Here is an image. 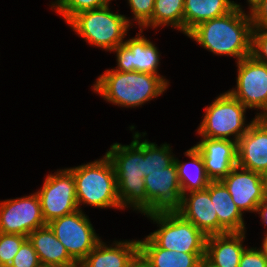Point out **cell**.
I'll use <instances>...</instances> for the list:
<instances>
[{
    "mask_svg": "<svg viewBox=\"0 0 267 267\" xmlns=\"http://www.w3.org/2000/svg\"><path fill=\"white\" fill-rule=\"evenodd\" d=\"M228 14L198 24L186 36L217 56L235 57L237 63L251 55L252 19L234 2Z\"/></svg>",
    "mask_w": 267,
    "mask_h": 267,
    "instance_id": "cell-1",
    "label": "cell"
},
{
    "mask_svg": "<svg viewBox=\"0 0 267 267\" xmlns=\"http://www.w3.org/2000/svg\"><path fill=\"white\" fill-rule=\"evenodd\" d=\"M170 82L165 76L149 73L120 72L106 69L92 86L106 102L118 107L136 108L162 96Z\"/></svg>",
    "mask_w": 267,
    "mask_h": 267,
    "instance_id": "cell-2",
    "label": "cell"
},
{
    "mask_svg": "<svg viewBox=\"0 0 267 267\" xmlns=\"http://www.w3.org/2000/svg\"><path fill=\"white\" fill-rule=\"evenodd\" d=\"M105 154L114 167L122 210L147 214L144 152L132 141L129 145L113 143Z\"/></svg>",
    "mask_w": 267,
    "mask_h": 267,
    "instance_id": "cell-3",
    "label": "cell"
},
{
    "mask_svg": "<svg viewBox=\"0 0 267 267\" xmlns=\"http://www.w3.org/2000/svg\"><path fill=\"white\" fill-rule=\"evenodd\" d=\"M67 169L75 180L78 209L82 210L81 206L84 205L97 209L122 210L114 167L106 154L94 161Z\"/></svg>",
    "mask_w": 267,
    "mask_h": 267,
    "instance_id": "cell-4",
    "label": "cell"
},
{
    "mask_svg": "<svg viewBox=\"0 0 267 267\" xmlns=\"http://www.w3.org/2000/svg\"><path fill=\"white\" fill-rule=\"evenodd\" d=\"M108 5L76 14L67 25L90 46L110 52L124 44L131 25L127 15L112 11Z\"/></svg>",
    "mask_w": 267,
    "mask_h": 267,
    "instance_id": "cell-5",
    "label": "cell"
},
{
    "mask_svg": "<svg viewBox=\"0 0 267 267\" xmlns=\"http://www.w3.org/2000/svg\"><path fill=\"white\" fill-rule=\"evenodd\" d=\"M246 108L239 100L225 91L204 108L203 118L196 129L200 137L228 139L237 142L257 118L246 120Z\"/></svg>",
    "mask_w": 267,
    "mask_h": 267,
    "instance_id": "cell-6",
    "label": "cell"
},
{
    "mask_svg": "<svg viewBox=\"0 0 267 267\" xmlns=\"http://www.w3.org/2000/svg\"><path fill=\"white\" fill-rule=\"evenodd\" d=\"M157 224L147 235L158 247L183 253H205L207 236L176 211L153 212L144 215Z\"/></svg>",
    "mask_w": 267,
    "mask_h": 267,
    "instance_id": "cell-7",
    "label": "cell"
},
{
    "mask_svg": "<svg viewBox=\"0 0 267 267\" xmlns=\"http://www.w3.org/2000/svg\"><path fill=\"white\" fill-rule=\"evenodd\" d=\"M47 225L77 264L102 240L84 210L54 219Z\"/></svg>",
    "mask_w": 267,
    "mask_h": 267,
    "instance_id": "cell-8",
    "label": "cell"
},
{
    "mask_svg": "<svg viewBox=\"0 0 267 267\" xmlns=\"http://www.w3.org/2000/svg\"><path fill=\"white\" fill-rule=\"evenodd\" d=\"M236 67V87L227 91L249 110H257V118L267 117V64L250 55L238 61Z\"/></svg>",
    "mask_w": 267,
    "mask_h": 267,
    "instance_id": "cell-9",
    "label": "cell"
},
{
    "mask_svg": "<svg viewBox=\"0 0 267 267\" xmlns=\"http://www.w3.org/2000/svg\"><path fill=\"white\" fill-rule=\"evenodd\" d=\"M43 185L36 191L43 218L48 224L54 219L74 213L78 209L75 180L67 169L44 176Z\"/></svg>",
    "mask_w": 267,
    "mask_h": 267,
    "instance_id": "cell-10",
    "label": "cell"
},
{
    "mask_svg": "<svg viewBox=\"0 0 267 267\" xmlns=\"http://www.w3.org/2000/svg\"><path fill=\"white\" fill-rule=\"evenodd\" d=\"M45 225L36 192L0 201V233L28 236Z\"/></svg>",
    "mask_w": 267,
    "mask_h": 267,
    "instance_id": "cell-11",
    "label": "cell"
},
{
    "mask_svg": "<svg viewBox=\"0 0 267 267\" xmlns=\"http://www.w3.org/2000/svg\"><path fill=\"white\" fill-rule=\"evenodd\" d=\"M144 29H139L135 37L126 38L124 44L119 45L111 52L116 53V67L112 70L120 72H141L153 75L159 74L161 53L150 39L143 34Z\"/></svg>",
    "mask_w": 267,
    "mask_h": 267,
    "instance_id": "cell-12",
    "label": "cell"
},
{
    "mask_svg": "<svg viewBox=\"0 0 267 267\" xmlns=\"http://www.w3.org/2000/svg\"><path fill=\"white\" fill-rule=\"evenodd\" d=\"M147 195V214L161 211H176L182 200V191L175 162L144 177Z\"/></svg>",
    "mask_w": 267,
    "mask_h": 267,
    "instance_id": "cell-13",
    "label": "cell"
},
{
    "mask_svg": "<svg viewBox=\"0 0 267 267\" xmlns=\"http://www.w3.org/2000/svg\"><path fill=\"white\" fill-rule=\"evenodd\" d=\"M221 182L228 189L239 210L255 213L258 205L265 200L262 174L235 166Z\"/></svg>",
    "mask_w": 267,
    "mask_h": 267,
    "instance_id": "cell-14",
    "label": "cell"
},
{
    "mask_svg": "<svg viewBox=\"0 0 267 267\" xmlns=\"http://www.w3.org/2000/svg\"><path fill=\"white\" fill-rule=\"evenodd\" d=\"M237 165L260 174L267 171V117L256 118L237 141Z\"/></svg>",
    "mask_w": 267,
    "mask_h": 267,
    "instance_id": "cell-15",
    "label": "cell"
},
{
    "mask_svg": "<svg viewBox=\"0 0 267 267\" xmlns=\"http://www.w3.org/2000/svg\"><path fill=\"white\" fill-rule=\"evenodd\" d=\"M193 147L201 154L211 181H221L237 166V142L228 139L200 137Z\"/></svg>",
    "mask_w": 267,
    "mask_h": 267,
    "instance_id": "cell-16",
    "label": "cell"
},
{
    "mask_svg": "<svg viewBox=\"0 0 267 267\" xmlns=\"http://www.w3.org/2000/svg\"><path fill=\"white\" fill-rule=\"evenodd\" d=\"M176 212L206 236L228 233L218 223L215 208L206 189L183 194L181 205Z\"/></svg>",
    "mask_w": 267,
    "mask_h": 267,
    "instance_id": "cell-17",
    "label": "cell"
},
{
    "mask_svg": "<svg viewBox=\"0 0 267 267\" xmlns=\"http://www.w3.org/2000/svg\"><path fill=\"white\" fill-rule=\"evenodd\" d=\"M138 240L114 239L111 244L101 240L78 267H134L139 258Z\"/></svg>",
    "mask_w": 267,
    "mask_h": 267,
    "instance_id": "cell-18",
    "label": "cell"
},
{
    "mask_svg": "<svg viewBox=\"0 0 267 267\" xmlns=\"http://www.w3.org/2000/svg\"><path fill=\"white\" fill-rule=\"evenodd\" d=\"M246 232H228L207 236L204 259L214 267H239Z\"/></svg>",
    "mask_w": 267,
    "mask_h": 267,
    "instance_id": "cell-19",
    "label": "cell"
},
{
    "mask_svg": "<svg viewBox=\"0 0 267 267\" xmlns=\"http://www.w3.org/2000/svg\"><path fill=\"white\" fill-rule=\"evenodd\" d=\"M27 239L37 252L41 265L53 267H78L65 246L56 238L48 225L31 232Z\"/></svg>",
    "mask_w": 267,
    "mask_h": 267,
    "instance_id": "cell-20",
    "label": "cell"
},
{
    "mask_svg": "<svg viewBox=\"0 0 267 267\" xmlns=\"http://www.w3.org/2000/svg\"><path fill=\"white\" fill-rule=\"evenodd\" d=\"M139 241V257L150 267H200L205 253H183L158 247L148 236Z\"/></svg>",
    "mask_w": 267,
    "mask_h": 267,
    "instance_id": "cell-21",
    "label": "cell"
},
{
    "mask_svg": "<svg viewBox=\"0 0 267 267\" xmlns=\"http://www.w3.org/2000/svg\"><path fill=\"white\" fill-rule=\"evenodd\" d=\"M206 190L215 208L218 223L227 232H247L244 214L232 200L231 194L221 181H211Z\"/></svg>",
    "mask_w": 267,
    "mask_h": 267,
    "instance_id": "cell-22",
    "label": "cell"
},
{
    "mask_svg": "<svg viewBox=\"0 0 267 267\" xmlns=\"http://www.w3.org/2000/svg\"><path fill=\"white\" fill-rule=\"evenodd\" d=\"M233 0H184L183 34L201 22L218 18L234 9Z\"/></svg>",
    "mask_w": 267,
    "mask_h": 267,
    "instance_id": "cell-23",
    "label": "cell"
},
{
    "mask_svg": "<svg viewBox=\"0 0 267 267\" xmlns=\"http://www.w3.org/2000/svg\"><path fill=\"white\" fill-rule=\"evenodd\" d=\"M184 155L191 161L182 162L178 157H175L182 194L205 190L211 180L206 174L201 154L192 146L184 152Z\"/></svg>",
    "mask_w": 267,
    "mask_h": 267,
    "instance_id": "cell-24",
    "label": "cell"
},
{
    "mask_svg": "<svg viewBox=\"0 0 267 267\" xmlns=\"http://www.w3.org/2000/svg\"><path fill=\"white\" fill-rule=\"evenodd\" d=\"M133 142L144 152L145 172L144 175H149L150 172L162 171V169L171 166L175 162V154L172 152V147L169 143H162L160 146L155 142L142 139L147 133L133 131ZM142 139V140H141Z\"/></svg>",
    "mask_w": 267,
    "mask_h": 267,
    "instance_id": "cell-25",
    "label": "cell"
},
{
    "mask_svg": "<svg viewBox=\"0 0 267 267\" xmlns=\"http://www.w3.org/2000/svg\"><path fill=\"white\" fill-rule=\"evenodd\" d=\"M184 0H155L151 20L142 29L170 26L183 34Z\"/></svg>",
    "mask_w": 267,
    "mask_h": 267,
    "instance_id": "cell-26",
    "label": "cell"
},
{
    "mask_svg": "<svg viewBox=\"0 0 267 267\" xmlns=\"http://www.w3.org/2000/svg\"><path fill=\"white\" fill-rule=\"evenodd\" d=\"M50 3V9L55 10L67 24L76 14L106 7L111 0H55Z\"/></svg>",
    "mask_w": 267,
    "mask_h": 267,
    "instance_id": "cell-27",
    "label": "cell"
},
{
    "mask_svg": "<svg viewBox=\"0 0 267 267\" xmlns=\"http://www.w3.org/2000/svg\"><path fill=\"white\" fill-rule=\"evenodd\" d=\"M27 236L0 233V267H8Z\"/></svg>",
    "mask_w": 267,
    "mask_h": 267,
    "instance_id": "cell-28",
    "label": "cell"
},
{
    "mask_svg": "<svg viewBox=\"0 0 267 267\" xmlns=\"http://www.w3.org/2000/svg\"><path fill=\"white\" fill-rule=\"evenodd\" d=\"M154 2L155 0H127L128 6L130 7V11L133 15L131 19L130 17H126L127 22L132 27L137 25L139 29H142L152 18Z\"/></svg>",
    "mask_w": 267,
    "mask_h": 267,
    "instance_id": "cell-29",
    "label": "cell"
},
{
    "mask_svg": "<svg viewBox=\"0 0 267 267\" xmlns=\"http://www.w3.org/2000/svg\"><path fill=\"white\" fill-rule=\"evenodd\" d=\"M41 262L32 244L27 239L8 267H39Z\"/></svg>",
    "mask_w": 267,
    "mask_h": 267,
    "instance_id": "cell-30",
    "label": "cell"
},
{
    "mask_svg": "<svg viewBox=\"0 0 267 267\" xmlns=\"http://www.w3.org/2000/svg\"><path fill=\"white\" fill-rule=\"evenodd\" d=\"M251 56L255 60L267 64V29L252 28Z\"/></svg>",
    "mask_w": 267,
    "mask_h": 267,
    "instance_id": "cell-31",
    "label": "cell"
},
{
    "mask_svg": "<svg viewBox=\"0 0 267 267\" xmlns=\"http://www.w3.org/2000/svg\"><path fill=\"white\" fill-rule=\"evenodd\" d=\"M239 267H267L266 254L258 247H247L242 253Z\"/></svg>",
    "mask_w": 267,
    "mask_h": 267,
    "instance_id": "cell-32",
    "label": "cell"
},
{
    "mask_svg": "<svg viewBox=\"0 0 267 267\" xmlns=\"http://www.w3.org/2000/svg\"><path fill=\"white\" fill-rule=\"evenodd\" d=\"M250 15L253 28L267 29V0H263Z\"/></svg>",
    "mask_w": 267,
    "mask_h": 267,
    "instance_id": "cell-33",
    "label": "cell"
},
{
    "mask_svg": "<svg viewBox=\"0 0 267 267\" xmlns=\"http://www.w3.org/2000/svg\"><path fill=\"white\" fill-rule=\"evenodd\" d=\"M255 213L259 214V216L261 218L260 220L262 221L260 223H262L264 225V227H267V198H265V200L262 201L258 205ZM266 232H267V228L264 231V233H266Z\"/></svg>",
    "mask_w": 267,
    "mask_h": 267,
    "instance_id": "cell-34",
    "label": "cell"
},
{
    "mask_svg": "<svg viewBox=\"0 0 267 267\" xmlns=\"http://www.w3.org/2000/svg\"><path fill=\"white\" fill-rule=\"evenodd\" d=\"M262 2L263 0H247L246 3L249 10L246 13L251 14Z\"/></svg>",
    "mask_w": 267,
    "mask_h": 267,
    "instance_id": "cell-35",
    "label": "cell"
},
{
    "mask_svg": "<svg viewBox=\"0 0 267 267\" xmlns=\"http://www.w3.org/2000/svg\"><path fill=\"white\" fill-rule=\"evenodd\" d=\"M263 235L264 236H262L263 237L262 243L259 248L266 254V257H267V232L264 233Z\"/></svg>",
    "mask_w": 267,
    "mask_h": 267,
    "instance_id": "cell-36",
    "label": "cell"
},
{
    "mask_svg": "<svg viewBox=\"0 0 267 267\" xmlns=\"http://www.w3.org/2000/svg\"><path fill=\"white\" fill-rule=\"evenodd\" d=\"M265 197L267 198V171L262 174Z\"/></svg>",
    "mask_w": 267,
    "mask_h": 267,
    "instance_id": "cell-37",
    "label": "cell"
},
{
    "mask_svg": "<svg viewBox=\"0 0 267 267\" xmlns=\"http://www.w3.org/2000/svg\"><path fill=\"white\" fill-rule=\"evenodd\" d=\"M134 267H150L140 257L136 260Z\"/></svg>",
    "mask_w": 267,
    "mask_h": 267,
    "instance_id": "cell-38",
    "label": "cell"
},
{
    "mask_svg": "<svg viewBox=\"0 0 267 267\" xmlns=\"http://www.w3.org/2000/svg\"><path fill=\"white\" fill-rule=\"evenodd\" d=\"M200 267H214L211 266L205 259L202 260Z\"/></svg>",
    "mask_w": 267,
    "mask_h": 267,
    "instance_id": "cell-39",
    "label": "cell"
},
{
    "mask_svg": "<svg viewBox=\"0 0 267 267\" xmlns=\"http://www.w3.org/2000/svg\"><path fill=\"white\" fill-rule=\"evenodd\" d=\"M39 267H53V266H44V265H41V266H39Z\"/></svg>",
    "mask_w": 267,
    "mask_h": 267,
    "instance_id": "cell-40",
    "label": "cell"
}]
</instances>
